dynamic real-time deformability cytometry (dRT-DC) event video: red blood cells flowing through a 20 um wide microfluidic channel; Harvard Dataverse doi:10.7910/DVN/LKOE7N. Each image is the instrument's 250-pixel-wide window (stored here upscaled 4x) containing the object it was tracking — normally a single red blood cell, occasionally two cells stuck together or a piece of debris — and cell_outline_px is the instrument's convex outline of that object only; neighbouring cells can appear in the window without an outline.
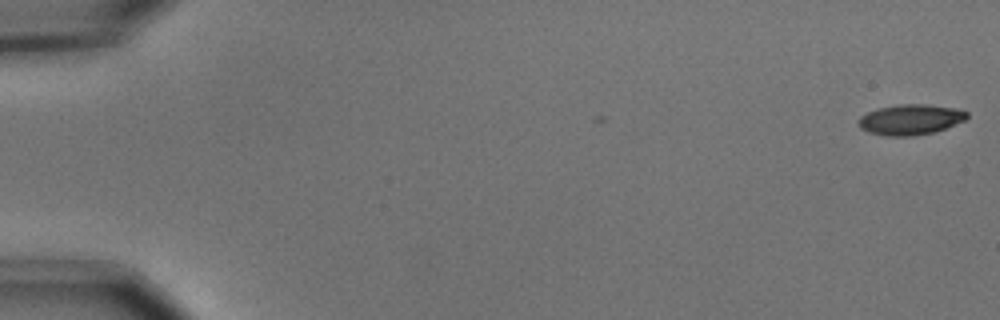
{"species": "common noctule bat (a hibernating species)", "species_latin": "Nyctalus noctula", "temperature_condition": "cold", "stored_images_in_passage": 2, "camera_frame_rate_fps": 3000, "um_per_image_px": 0.085, "animal": {"sex": "male", "body_mass_g": 15.6}, "frame": {"image": 1, "passage_image": 2, "time_ms": 0.333, "image_size_px": [1000, 320], "cell_outline_px": [[968, 116], [964, 120], [936, 132], [912, 136], [888, 136], [868, 132], [860, 128], [856, 120], [860, 116], [868, 112], [880, 108], [900, 104], [928, 104], [956, 108], [968, 112]], "centroid_in_image_um": [77.37, 10.16], "position_along_channel_um": 7.6, "area_um2": 19.31}}